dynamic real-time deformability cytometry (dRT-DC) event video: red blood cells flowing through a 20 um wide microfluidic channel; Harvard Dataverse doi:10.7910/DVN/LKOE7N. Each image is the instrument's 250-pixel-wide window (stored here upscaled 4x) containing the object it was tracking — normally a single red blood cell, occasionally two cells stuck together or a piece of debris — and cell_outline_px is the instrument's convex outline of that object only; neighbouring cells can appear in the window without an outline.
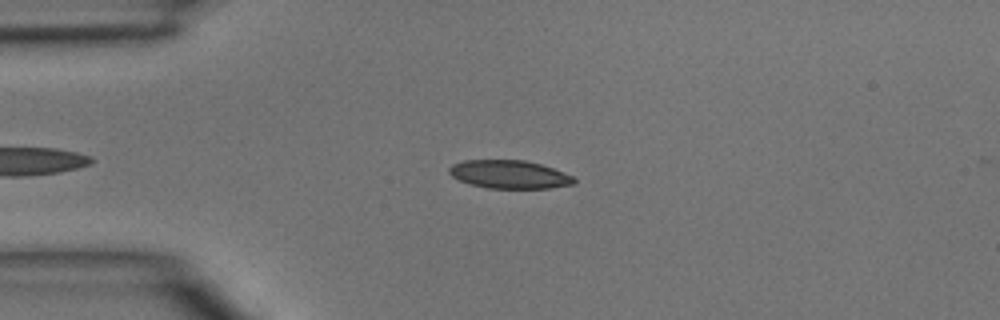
{"species": "common noctule bat (a hibernating species)", "species_latin": "Nyctalus noctula", "temperature_condition": "room temperature", "stored_images_in_passage": 37, "camera_frame_rate_fps": 3000, "um_per_image_px": 0.085, "animal": {"sex": "male", "body_mass_g": 15.6}, "frame": {"image": 1, "passage_image": 2, "time_ms": 0.333, "image_size_px": [1000, 320], "cell_outline_px": [[576, 180], [572, 184], [548, 188], [488, 188], [468, 184], [452, 176], [448, 172], [448, 168], [452, 164], [464, 160], [524, 160], [540, 164], [564, 172], [572, 176]], "centroid_in_image_um": [43.25, 14.82], "position_along_channel_um": 41.7, "area_um2": 20.46}}
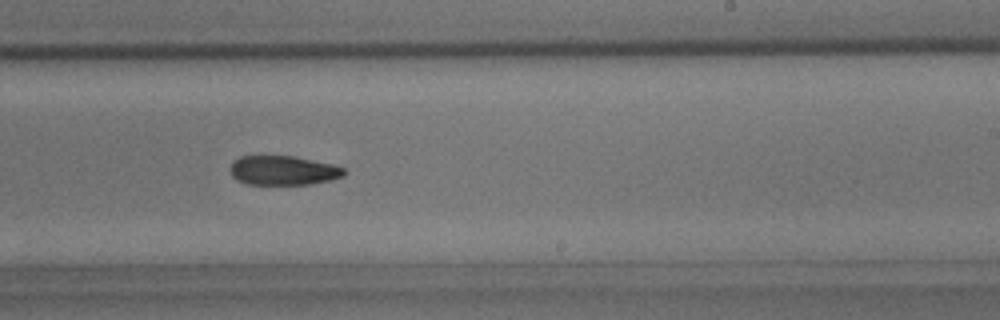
{"frame": {"image": 2, "passage_image": 19, "time_ms": 6.0, "image_size_px": [1000, 320], "cell_outline_px": [[348, 172], [344, 176], [332, 180], [312, 184], [248, 184], [236, 180], [232, 176], [232, 164], [240, 156], [292, 156], [332, 164], [344, 168]], "centroid_in_image_um": [24.13, 14.5], "position_along_channel_um": 264.9, "area_um2": 19.36}}
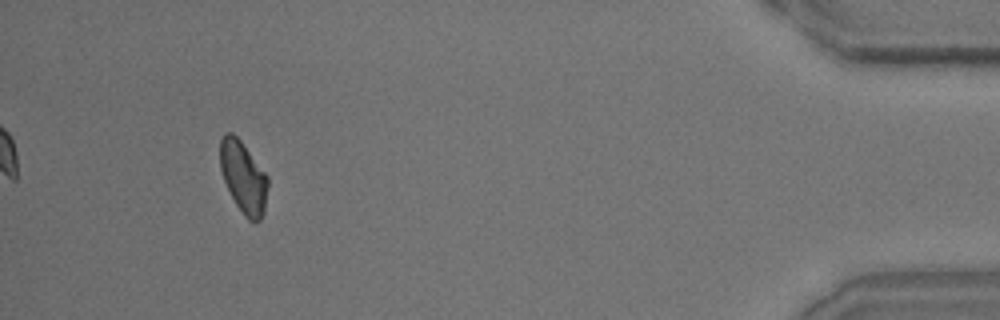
{"frame": {"image": 3, "passage_image": 34, "time_ms": 11.0, "image_size_px": [1000, 320], "cell_outline_px": [[268, 188], [264, 212], [260, 220], [248, 220], [244, 216], [236, 204], [224, 180], [220, 168], [220, 140], [224, 132], [232, 132], [240, 140], [268, 176]], "centroid_in_image_um": [20.69, 15.04], "position_along_channel_um": 414.5, "area_um2": 19.83}}